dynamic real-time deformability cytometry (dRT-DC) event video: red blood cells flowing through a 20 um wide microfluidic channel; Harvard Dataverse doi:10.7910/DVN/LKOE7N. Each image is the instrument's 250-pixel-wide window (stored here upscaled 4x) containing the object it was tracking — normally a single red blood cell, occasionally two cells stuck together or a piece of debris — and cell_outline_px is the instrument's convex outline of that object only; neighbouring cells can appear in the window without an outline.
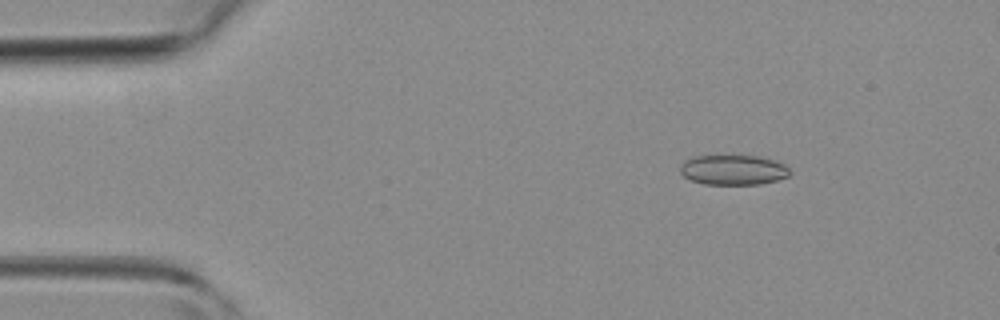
{"species": "common noctule bat (a hibernating species)", "species_latin": "Nyctalus noctula", "temperature_condition": "room temperature", "stored_images_in_passage": 5, "camera_frame_rate_fps": 3000, "um_per_image_px": 0.085, "animal": {"sex": "female", "body_mass_g": 19.3, "forearm_length_mm": 54.1}, "frame": {"image": 1, "passage_image": 2, "time_ms": 1.0, "image_size_px": [1000, 320], "cell_outline_px": [[788, 176], [776, 180], [760, 184], [704, 184], [692, 180], [684, 176], [680, 172], [680, 164], [684, 160], [696, 156], [756, 156], [772, 160], [784, 164], [788, 168]], "centroid_in_image_um": [62.28, 14.44], "position_along_channel_um": 22.7, "area_um2": 18.9}}